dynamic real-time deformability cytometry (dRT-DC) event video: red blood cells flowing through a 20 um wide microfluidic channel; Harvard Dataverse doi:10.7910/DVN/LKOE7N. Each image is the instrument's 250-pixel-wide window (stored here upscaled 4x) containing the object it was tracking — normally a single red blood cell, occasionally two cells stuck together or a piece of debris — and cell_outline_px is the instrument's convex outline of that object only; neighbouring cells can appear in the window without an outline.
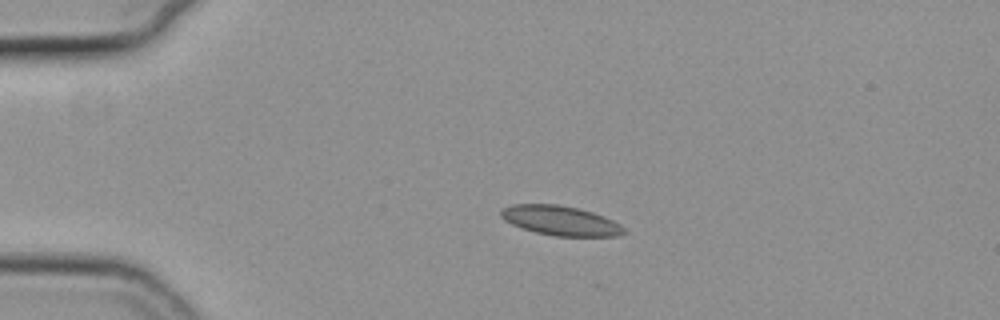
{"species": "common noctule bat (a hibernating species)", "species_latin": "Nyctalus noctula", "temperature_condition": "cold", "stored_images_in_passage": 56, "camera_frame_rate_fps": 3000, "um_per_image_px": 0.085, "animal": {"sex": "female", "body_mass_g": 19.3, "forearm_length_mm": 54.1}, "frame": {"image": 1, "passage_image": 13, "time_ms": 4.0, "image_size_px": [1000, 320], "cell_outline_px": [[628, 232], [616, 236], [552, 236], [536, 232], [512, 224], [504, 220], [500, 216], [500, 212], [504, 208], [512, 204], [556, 204], [576, 208], [592, 212], [604, 216], [620, 224]], "centroid_in_image_um": [47.65, 18.75], "position_along_channel_um": 37.3, "area_um2": 21.1}}
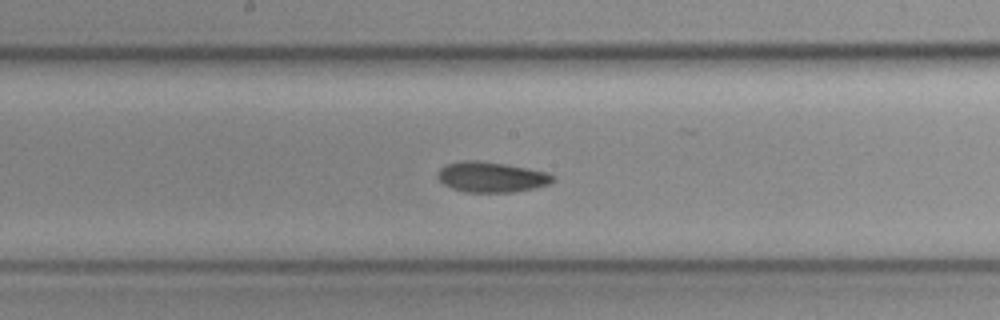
{"frame": {"image": 2, "passage_image": 30, "time_ms": 9.667, "image_size_px": [1000, 320], "cell_outline_px": [[556, 180], [548, 184], [536, 188], [512, 192], [464, 192], [452, 188], [444, 184], [436, 176], [436, 172], [440, 168], [448, 164], [460, 160], [476, 160], [504, 164], [548, 172], [556, 176]], "centroid_in_image_um": [41.77, 15.05], "position_along_channel_um": 206.4, "area_um2": 20.52}}
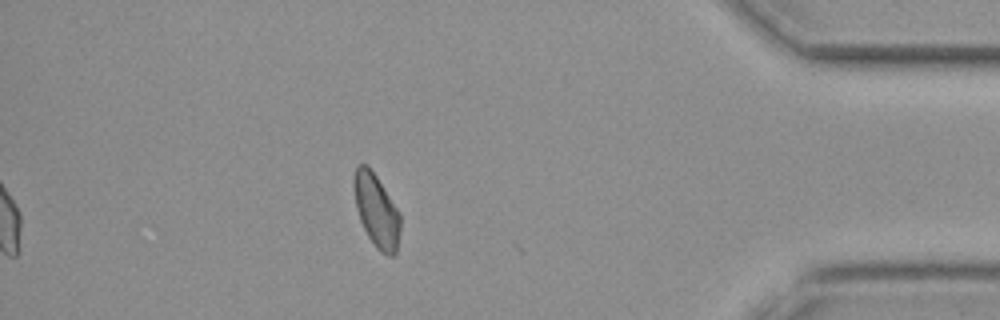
{"frame": {"image": 3, "passage_image": 49, "time_ms": 16.0, "image_size_px": [1000, 320], "cell_outline_px": [[400, 232], [396, 252], [392, 256], [388, 256], [380, 252], [376, 248], [368, 236], [360, 220], [356, 208], [352, 184], [352, 176], [356, 164], [368, 164], [400, 212]], "centroid_in_image_um": [31.97, 17.87], "position_along_channel_um": 403.2, "area_um2": 20.06}, "authors_computed_cell_mechanics": {"area_um2": 20.4901, "velocity_mm_per_s": 3.766, "shape_relaxation_time_tau1_ms": null, "shape_relaxation_time_tau2_ms": 4.2917, "deformation_change_tau1": null, "deformation_change_tau2": 0.0652}}